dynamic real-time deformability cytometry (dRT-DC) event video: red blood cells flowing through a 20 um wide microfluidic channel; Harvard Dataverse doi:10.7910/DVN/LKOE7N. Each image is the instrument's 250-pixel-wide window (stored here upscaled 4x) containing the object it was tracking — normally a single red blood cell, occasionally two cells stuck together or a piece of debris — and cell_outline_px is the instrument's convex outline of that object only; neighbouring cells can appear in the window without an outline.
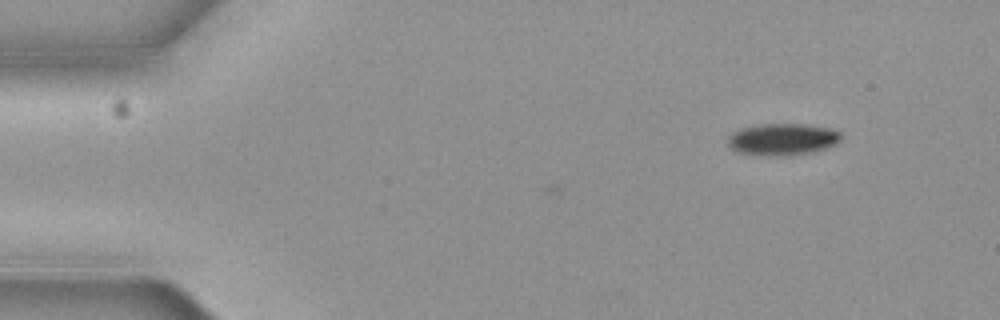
{"species": "common noctule bat (a hibernating species)", "species_latin": "Nyctalus noctula", "temperature_condition": "cold", "stored_images_in_passage": 4, "camera_frame_rate_fps": 3000, "um_per_image_px": 0.085, "animal": {"sex": "female", "body_mass_g": 19.3, "forearm_length_mm": 54.1}, "frame": {"image": 1, "passage_image": 1, "time_ms": 0.0, "image_size_px": [1000, 320], "cell_outline_px": [[840, 140], [824, 148], [808, 152], [788, 156], [768, 156], [736, 152], [728, 144], [728, 136], [732, 132], [744, 128], [760, 124], [804, 124], [828, 128], [840, 132]], "centroid_in_image_um": [66.46, 11.84], "position_along_channel_um": 18.5, "area_um2": 20.69}}
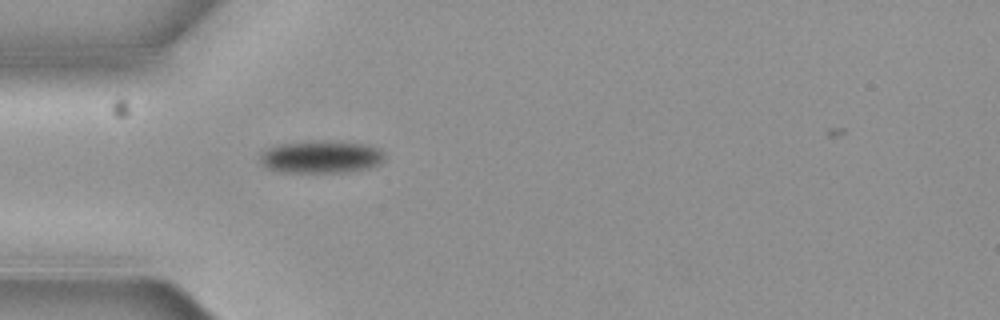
{"frame": {"image": 2, "passage_image": 4, "time_ms": 1.0, "image_size_px": [1000, 320], "cell_outline_px": [[384, 156], [380, 164], [368, 168], [344, 172], [280, 172], [268, 168], [260, 160], [260, 152], [268, 148], [280, 144], [324, 140], [364, 144], [376, 148]], "centroid_in_image_um": [27.25, 13.34], "position_along_channel_um": 57.7, "area_um2": 23.29}}